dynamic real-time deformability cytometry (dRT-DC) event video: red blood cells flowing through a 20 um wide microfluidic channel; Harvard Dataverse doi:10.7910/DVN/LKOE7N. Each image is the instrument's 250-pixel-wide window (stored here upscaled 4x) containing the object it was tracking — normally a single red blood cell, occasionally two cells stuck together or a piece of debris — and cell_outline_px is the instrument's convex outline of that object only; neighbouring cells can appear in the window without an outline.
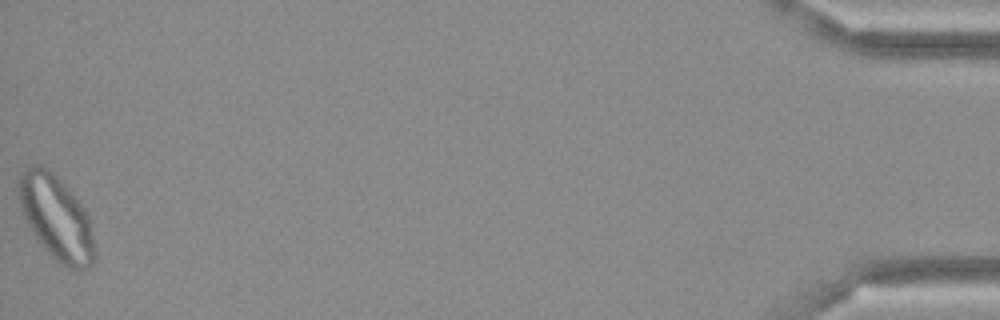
{"species": "Egyptian fruit bat (a non-hibernating species)", "species_latin": "Rousettus aegyptiacus", "temperature_condition": "cold", "stored_images_in_passage": 48, "camera_frame_rate_fps": 3000, "um_per_image_px": 0.085, "frame": {"image": 1, "passage_image": 48, "time_ms": 15.667, "image_size_px": [1000, 320], "cell_outline_px": [[96, 260], [88, 268], [80, 272], [76, 272], [60, 264], [36, 240], [20, 208], [16, 192], [20, 172], [24, 168], [32, 164], [36, 164], [52, 172], [60, 180], [84, 208], [88, 216], [96, 256]], "centroid_in_image_um": [4.76, 18.54], "position_along_channel_um": 430.4, "area_um2": 37.57}}